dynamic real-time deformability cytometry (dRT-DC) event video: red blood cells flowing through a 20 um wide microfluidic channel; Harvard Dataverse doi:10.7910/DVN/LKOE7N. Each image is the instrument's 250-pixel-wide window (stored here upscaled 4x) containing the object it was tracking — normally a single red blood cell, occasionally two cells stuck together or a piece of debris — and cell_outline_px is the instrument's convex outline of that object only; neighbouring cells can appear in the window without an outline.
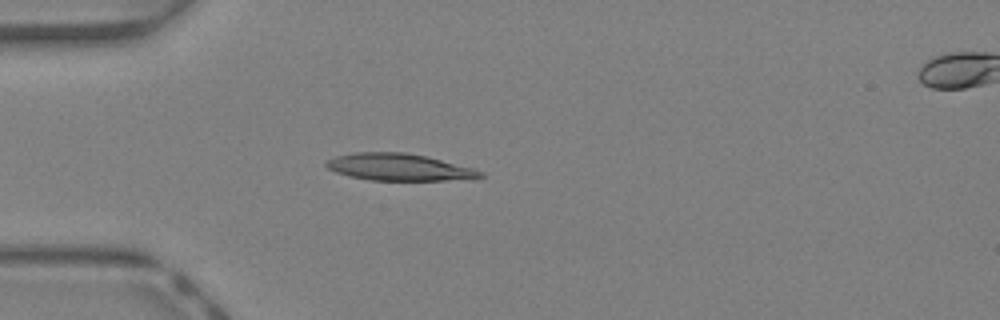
{"species": "Egyptian fruit bat (a non-hibernating species)", "species_latin": "Rousettus aegyptiacus", "temperature_condition": "warm", "stored_images_in_passage": 87, "segment_of_instrument_passage": [1, 2], "camera_frame_rate_fps": 3000, "um_per_image_px": 0.085, "animal": {"sex": "female"}, "frame": {"image": 1, "passage_image": 1, "time_ms": 0.0, "image_size_px": [1000, 320], "cell_outline_px": [[484, 176], [444, 180], [372, 180], [348, 176], [336, 172], [328, 168], [324, 164], [324, 160], [336, 156], [352, 152], [404, 152], [428, 156], [472, 168], [484, 172]], "centroid_in_image_um": [33.83, 14.19], "position_along_channel_um": 51.2, "area_um2": 24.1}}